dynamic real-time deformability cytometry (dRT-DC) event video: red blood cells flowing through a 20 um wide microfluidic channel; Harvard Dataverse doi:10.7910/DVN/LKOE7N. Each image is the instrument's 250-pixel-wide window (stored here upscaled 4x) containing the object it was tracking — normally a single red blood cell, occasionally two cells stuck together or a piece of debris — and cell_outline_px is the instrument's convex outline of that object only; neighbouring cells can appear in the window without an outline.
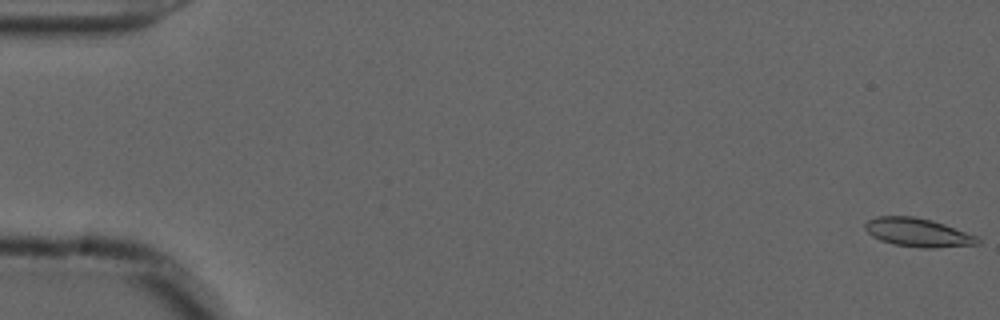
{"species": "common noctule bat (a hibernating species)", "species_latin": "Nyctalus noctula", "temperature_condition": "cold", "stored_images_in_passage": 56, "camera_frame_rate_fps": 3000, "um_per_image_px": 0.085, "animal": {"sex": "male", "forearm_length_mm": 52.5}, "frame": {"image": 1, "passage_image": 1, "time_ms": 0.0, "image_size_px": [1000, 320], "cell_outline_px": [[980, 244], [932, 248], [920, 248], [896, 244], [880, 240], [872, 236], [864, 228], [864, 224], [868, 220], [876, 216], [912, 216], [932, 220], [944, 224], [976, 236], [980, 240]], "centroid_in_image_um": [78.0, 19.76], "position_along_channel_um": 7.0, "area_um2": 18.61}}
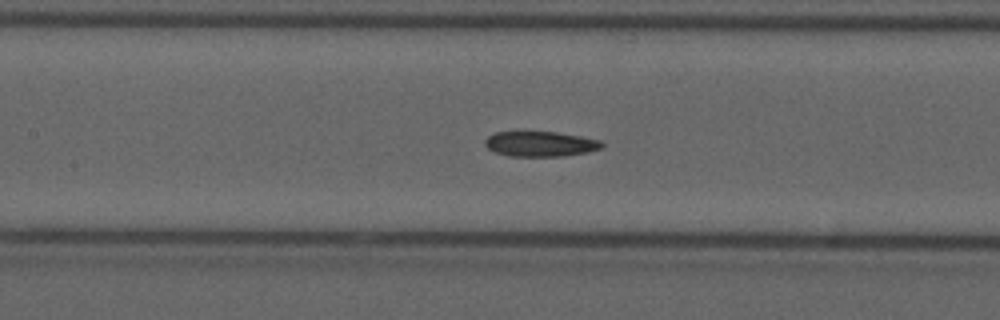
{"frame": {"image": 2, "passage_image": 26, "time_ms": 8.333, "image_size_px": [1000, 320], "cell_outline_px": [[604, 148], [588, 152], [564, 156], [508, 156], [496, 152], [488, 148], [484, 144], [484, 140], [488, 136], [496, 132], [556, 132], [580, 136], [600, 140], [604, 144]], "centroid_in_image_um": [45.95, 12.24], "position_along_channel_um": 161.4, "area_um2": 17.17}}
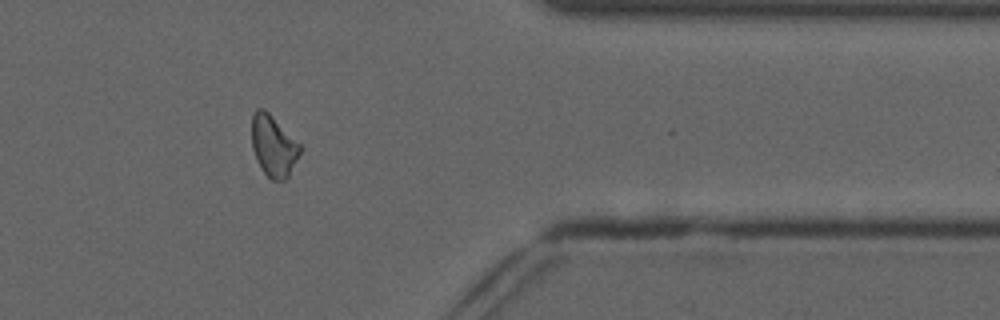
{"frame": {"image": 3, "passage_image": 46, "time_ms": 15.0, "image_size_px": [1000, 320], "cell_outline_px": [[300, 152], [288, 176], [284, 180], [272, 180], [260, 168], [256, 160], [252, 148], [252, 116], [256, 108], [264, 108], [300, 144]], "centroid_in_image_um": [23.21, 12.39], "position_along_channel_um": 388.2, "area_um2": 16.99}, "authors_computed_cell_mechanics": {"area_um2": 17.5712, "velocity_mm_per_s": 3.6764, "shape_relaxation_time_tau1_ms": null, "shape_relaxation_time_tau2_ms": 7.5219, "deformation_change_tau1": null, "deformation_change_tau2": 0.1505}}